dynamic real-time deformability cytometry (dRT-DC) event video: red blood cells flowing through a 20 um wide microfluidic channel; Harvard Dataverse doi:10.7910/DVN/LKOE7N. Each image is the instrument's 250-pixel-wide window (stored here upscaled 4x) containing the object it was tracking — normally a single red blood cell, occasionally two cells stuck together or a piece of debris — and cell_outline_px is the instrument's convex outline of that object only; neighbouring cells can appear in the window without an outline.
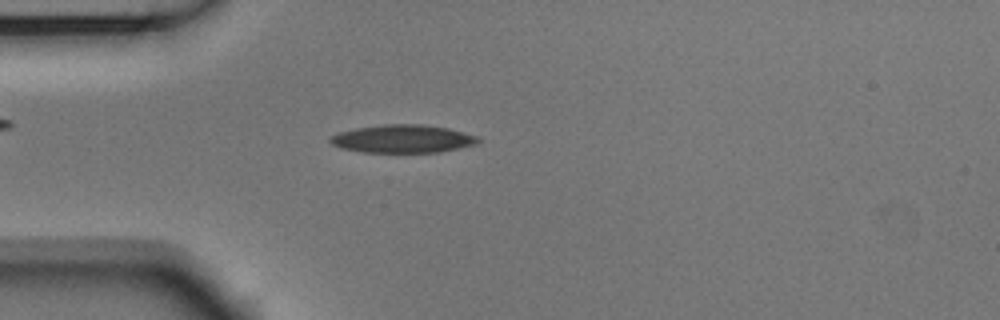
{"species": "Egyptian fruit bat (a non-hibernating species)", "species_latin": "Rousettus aegyptiacus", "temperature_condition": "room temperature", "stored_images_in_passage": 48, "camera_frame_rate_fps": 3000, "um_per_image_px": 0.085, "animal": {"sex": "male"}, "frame": {"image": 1, "passage_image": 9, "time_ms": 2.667, "image_size_px": [1000, 320], "cell_outline_px": [[480, 140], [476, 144], [440, 152], [364, 152], [340, 148], [332, 144], [328, 140], [332, 136], [340, 132], [356, 128], [384, 124], [420, 124], [448, 128], [480, 136]], "centroid_in_image_um": [34.25, 11.8], "position_along_channel_um": 50.7, "area_um2": 24.1}}
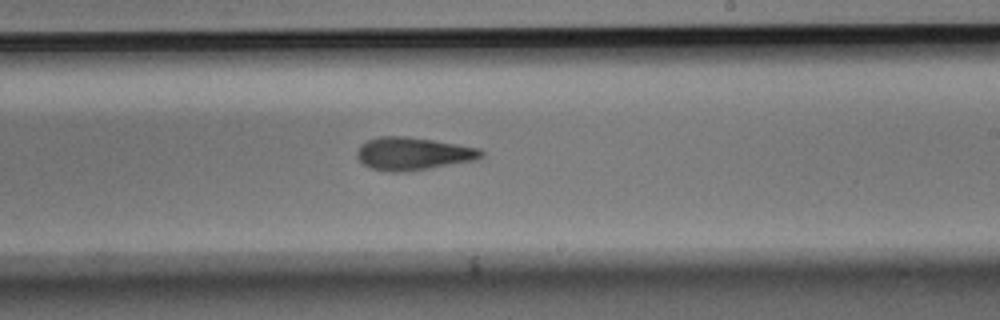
{"frame": {"image": 2, "passage_image": 26, "time_ms": 8.333, "image_size_px": [1000, 320], "cell_outline_px": [[484, 156], [476, 160], [404, 172], [388, 172], [368, 168], [356, 156], [356, 152], [368, 140], [380, 136], [404, 136], [432, 140], [480, 148], [484, 152]], "centroid_in_image_um": [35.12, 13.07], "position_along_channel_um": 253.9, "area_um2": 23.58}}
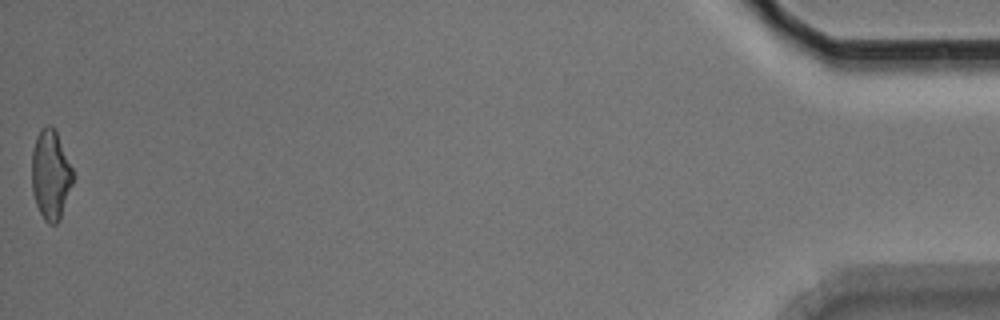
{"frame": {"image": 3, "passage_image": 48, "time_ms": 15.667, "image_size_px": [1000, 320], "cell_outline_px": [[76, 176], [60, 220], [56, 224], [48, 224], [44, 220], [36, 204], [32, 192], [32, 148], [36, 136], [40, 128], [48, 124], [56, 128]], "centroid_in_image_um": [4.33, 14.83], "position_along_channel_um": 430.9, "area_um2": 22.2}, "authors_computed_cell_mechanics": {"area_um2": 23.3512, "velocity_mm_per_s": 3.7366, "shape_relaxation_time_tau1_ms": 5.3499, "shape_relaxation_time_tau2_ms": 4.0853, "deformation_change_tau1": 0.1616, "deformation_change_tau2": 0.1343}}